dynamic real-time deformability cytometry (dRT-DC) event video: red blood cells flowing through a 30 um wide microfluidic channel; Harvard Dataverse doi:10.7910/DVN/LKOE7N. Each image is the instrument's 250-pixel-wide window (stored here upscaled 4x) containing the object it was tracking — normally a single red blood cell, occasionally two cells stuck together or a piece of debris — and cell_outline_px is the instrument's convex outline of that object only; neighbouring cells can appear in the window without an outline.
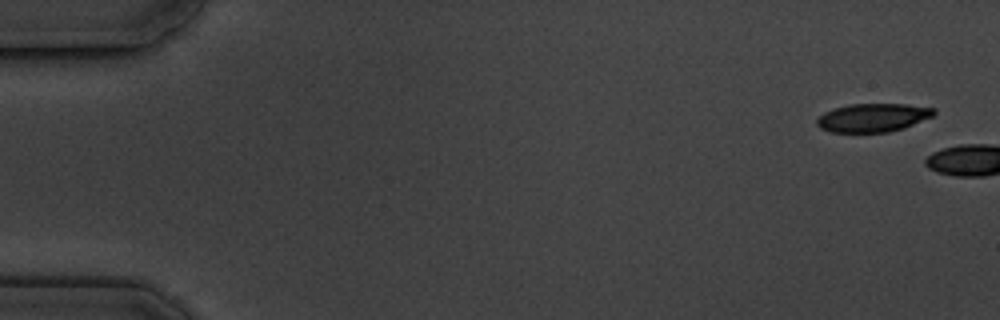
{"species": "common noctule bat (a hibernating species)", "species_latin": "Nyctalus noctula", "temperature_condition": "cold", "stored_images_in_passage": 2, "camera_frame_rate_fps": 3000, "um_per_image_px": 0.085, "animal": {"sex": "male", "body_mass_g": 19.5, "forearm_length_mm": 54.6}, "frame": {"image": 1, "passage_image": 1, "time_ms": 0.0, "image_size_px": [1000, 320], "cell_outline_px": [[936, 112], [932, 116], [904, 128], [888, 132], [828, 132], [820, 128], [816, 124], [816, 120], [824, 112], [848, 104], [908, 104], [936, 108]], "centroid_in_image_um": [74.19, 10.0], "position_along_channel_um": 10.8, "area_um2": 19.42}}